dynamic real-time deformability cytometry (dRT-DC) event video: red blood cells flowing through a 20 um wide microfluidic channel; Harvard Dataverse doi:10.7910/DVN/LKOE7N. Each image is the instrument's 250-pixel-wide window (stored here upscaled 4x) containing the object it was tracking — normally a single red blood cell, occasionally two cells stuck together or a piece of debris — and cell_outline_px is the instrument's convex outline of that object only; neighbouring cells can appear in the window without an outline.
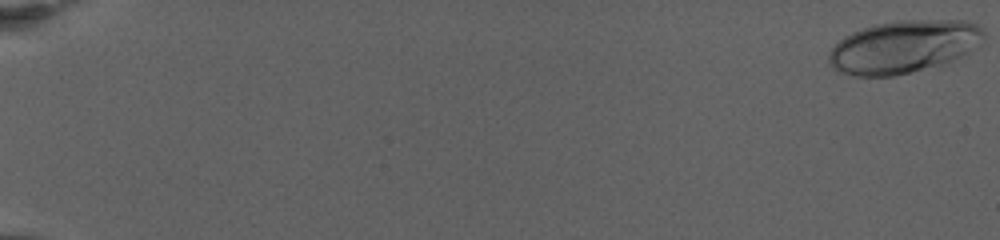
{"species": "human", "species_latin": "Homo sapiens", "temperature_condition": "warm", "stored_images_in_passage": 75, "camera_frame_rate_fps": 3000, "um_per_image_px": 0.085, "donor": {"sex": "female"}, "frame": {"image": 1, "passage_image": 1, "time_ms": 0.0, "image_size_px": [1000, 240], "cell_outline_px": [[984, 40], [980, 48], [944, 64], [892, 76], [856, 76], [836, 72], [828, 64], [828, 52], [844, 36], [852, 32], [876, 24], [896, 20], [964, 20], [976, 24], [984, 32]], "centroid_in_image_um": [76.83, 3.98], "position_along_channel_um": 8.2, "area_um2": 48.09}}
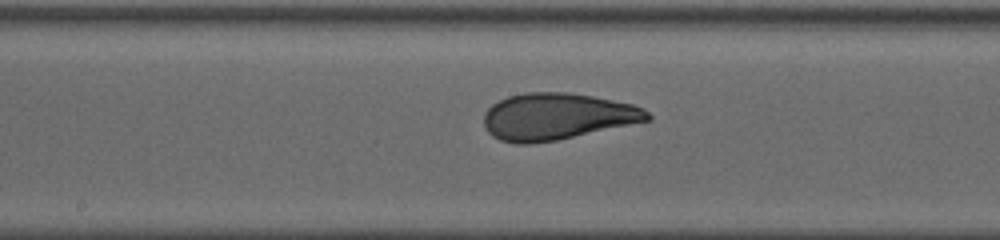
{"frame": {"image": 2, "passage_image": 43, "time_ms": 14.0, "image_size_px": [1000, 240], "cell_outline_px": [[652, 120], [556, 140], [528, 144], [516, 144], [500, 140], [492, 136], [488, 132], [484, 124], [484, 112], [492, 104], [508, 96], [524, 92], [568, 92], [592, 96], [632, 104], [644, 108], [652, 116]], "centroid_in_image_um": [47.34, 9.9], "position_along_channel_um": 200.9, "area_um2": 44.56}}
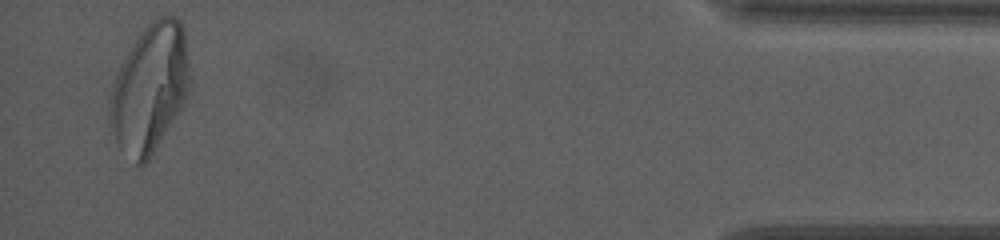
{"frame": {"image": 3, "passage_image": 73, "time_ms": 24.0, "image_size_px": [1000, 240], "cell_outline_px": [[188, 92], [184, 104], [148, 160], [144, 164], [136, 164], [116, 144], [108, 124], [108, 100], [112, 84], [128, 52], [144, 28], [152, 20], [160, 16], [176, 16], [180, 20], [184, 28], [188, 64]], "centroid_in_image_um": [12.7, 7.52], "position_along_channel_um": 422.5, "area_um2": 59.36}, "authors_computed_cell_mechanics": {"area_um2": 44.5638, "velocity_mm_per_s": 2.8664, "shape_relaxation_time_tau1_ms": 7.9572, "shape_relaxation_time_tau2_ms": null, "deformation_change_tau1": 0.2342, "deformation_change_tau2": null}}